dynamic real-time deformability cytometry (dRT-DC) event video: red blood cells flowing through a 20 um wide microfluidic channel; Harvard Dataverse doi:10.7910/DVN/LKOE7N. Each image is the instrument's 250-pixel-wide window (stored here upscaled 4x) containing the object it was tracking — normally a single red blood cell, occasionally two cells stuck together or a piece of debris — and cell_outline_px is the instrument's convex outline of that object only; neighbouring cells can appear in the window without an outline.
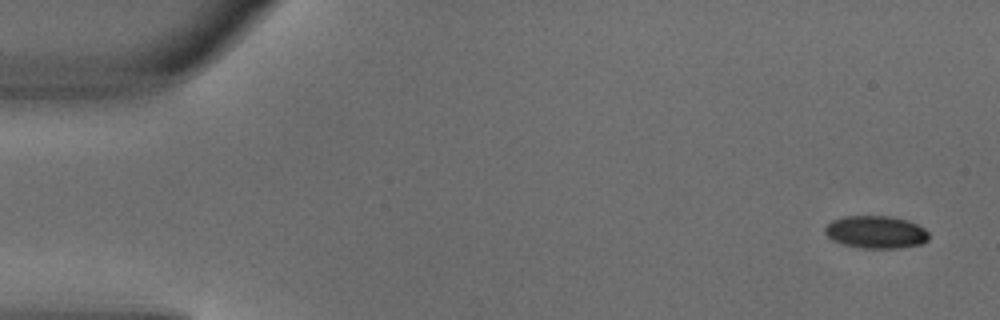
{"species": "common noctule bat (a hibernating species)", "species_latin": "Nyctalus noctula", "temperature_condition": "warm", "stored_images_in_passage": 5, "camera_frame_rate_fps": 3000, "um_per_image_px": 0.085, "animal": {"sex": "male", "body_mass_g": 18.8}, "frame": {"image": 1, "passage_image": 1, "time_ms": 0.0, "image_size_px": [1000, 320], "cell_outline_px": [[928, 240], [920, 244], [900, 248], [860, 248], [844, 244], [832, 240], [824, 232], [824, 228], [832, 220], [844, 216], [888, 216], [908, 220], [924, 228], [928, 232]], "centroid_in_image_um": [74.44, 19.72], "position_along_channel_um": 10.6, "area_um2": 19.71}}
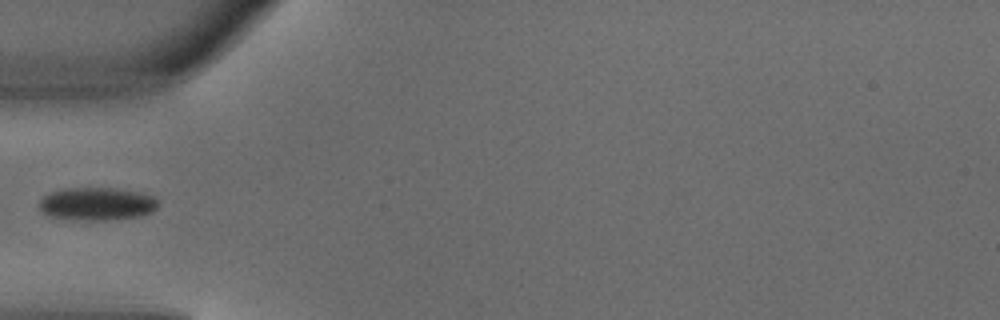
{"frame": {"image": 2, "passage_image": 4, "time_ms": 1.0, "image_size_px": [1000, 320], "cell_outline_px": [[160, 204], [152, 212], [140, 216], [108, 220], [84, 220], [52, 216], [44, 212], [36, 204], [48, 192], [64, 188], [112, 188], [136, 192], [152, 196]], "centroid_in_image_um": [8.22, 17.32], "position_along_channel_um": 76.8, "area_um2": 22.66}}
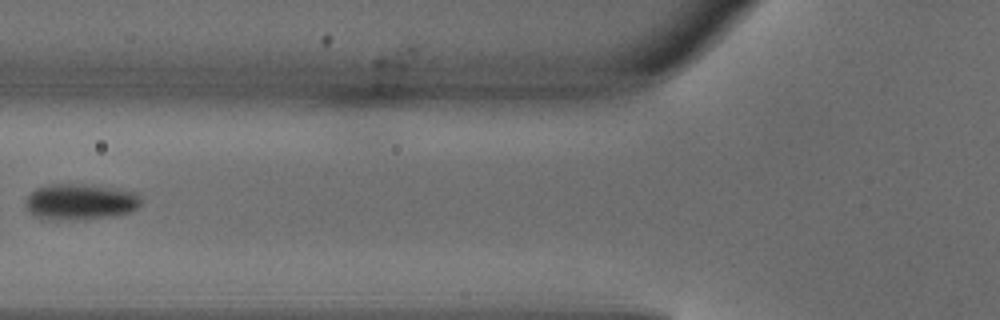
{"frame": {"image": 3, "passage_image": 5, "time_ms": 1.333, "image_size_px": [1000, 320], "cell_outline_px": [[140, 204], [132, 212], [120, 216], [84, 220], [60, 220], [36, 216], [28, 212], [28, 196], [36, 188], [48, 184], [76, 184], [108, 188], [136, 192], [140, 196]], "centroid_in_image_um": [6.87, 17.18], "position_along_channel_um": 118.9, "area_um2": 24.1}}